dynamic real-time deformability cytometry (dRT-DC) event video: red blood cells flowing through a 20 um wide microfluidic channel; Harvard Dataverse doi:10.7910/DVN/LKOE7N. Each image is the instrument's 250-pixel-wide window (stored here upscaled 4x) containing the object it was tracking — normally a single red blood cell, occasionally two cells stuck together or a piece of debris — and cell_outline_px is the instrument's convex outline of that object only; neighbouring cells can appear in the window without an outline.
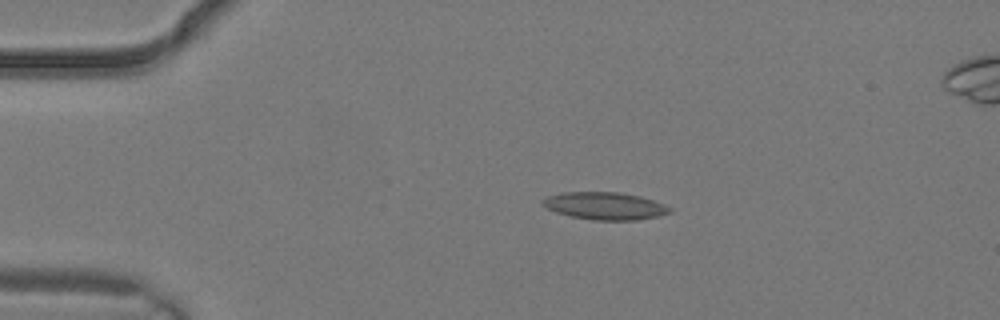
{"species": "common noctule bat (a hibernating species)", "species_latin": "Nyctalus noctula", "temperature_condition": "warm", "stored_images_in_passage": 3, "camera_frame_rate_fps": 3000, "um_per_image_px": 0.085, "animal": {"sex": "male", "body_mass_g": 19.2, "forearm_length_mm": 51.8}, "frame": {"image": 1, "passage_image": 2, "time_ms": 0.333, "image_size_px": [1000, 320], "cell_outline_px": [[672, 212], [660, 216], [636, 220], [592, 220], [572, 216], [556, 212], [540, 204], [540, 200], [548, 196], [564, 192], [620, 192], [640, 196], [664, 204], [672, 208]], "centroid_in_image_um": [51.43, 17.5], "position_along_channel_um": 33.6, "area_um2": 20.4}}